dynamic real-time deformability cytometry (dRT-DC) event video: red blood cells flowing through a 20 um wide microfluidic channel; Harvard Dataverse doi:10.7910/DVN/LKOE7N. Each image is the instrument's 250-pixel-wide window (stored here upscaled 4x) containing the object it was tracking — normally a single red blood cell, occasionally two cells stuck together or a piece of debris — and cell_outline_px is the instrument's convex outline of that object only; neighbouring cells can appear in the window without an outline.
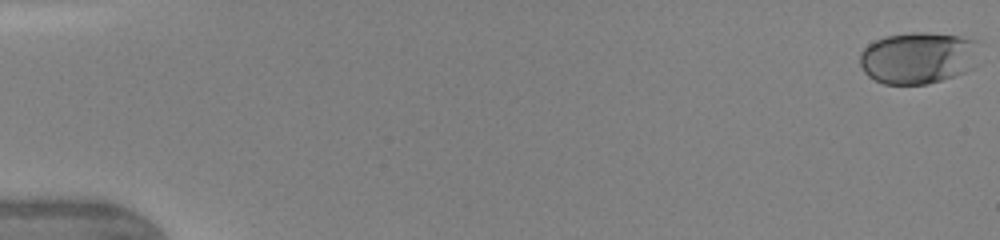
{"species": "human", "species_latin": "Homo sapiens", "temperature_condition": "warm", "stored_images_in_passage": 26, "camera_frame_rate_fps": 3000, "um_per_image_px": 0.085, "donor": {"sex": "female"}, "frame": {"image": 1, "passage_image": 1, "time_ms": 0.0, "image_size_px": [1000, 240], "cell_outline_px": [[976, 40], [972, 68], [964, 72], [928, 84], [884, 84], [868, 76], [864, 72], [860, 64], [860, 52], [868, 44], [884, 36], [912, 32], [928, 32], [960, 36]], "centroid_in_image_um": [77.96, 4.91], "position_along_channel_um": 7.0, "area_um2": 35.72}}
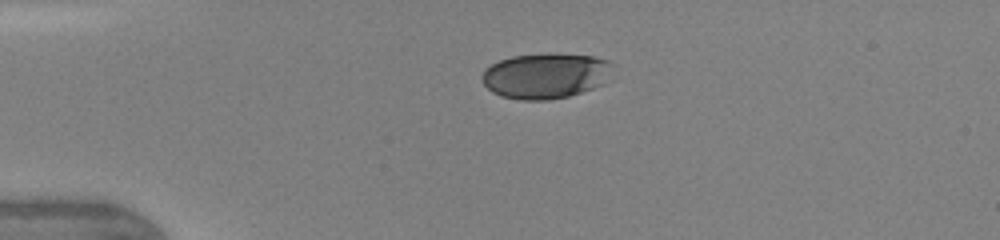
{"frame": {"image": 2, "passage_image": 12, "time_ms": 3.667, "image_size_px": [1000, 240], "cell_outline_px": [[612, 80], [604, 84], [568, 96], [548, 100], [520, 100], [500, 96], [492, 92], [484, 84], [480, 76], [484, 68], [500, 60], [512, 56], [552, 52], [592, 56], [608, 60]], "centroid_in_image_um": [46.36, 6.43], "position_along_channel_um": 38.6, "area_um2": 35.08}}